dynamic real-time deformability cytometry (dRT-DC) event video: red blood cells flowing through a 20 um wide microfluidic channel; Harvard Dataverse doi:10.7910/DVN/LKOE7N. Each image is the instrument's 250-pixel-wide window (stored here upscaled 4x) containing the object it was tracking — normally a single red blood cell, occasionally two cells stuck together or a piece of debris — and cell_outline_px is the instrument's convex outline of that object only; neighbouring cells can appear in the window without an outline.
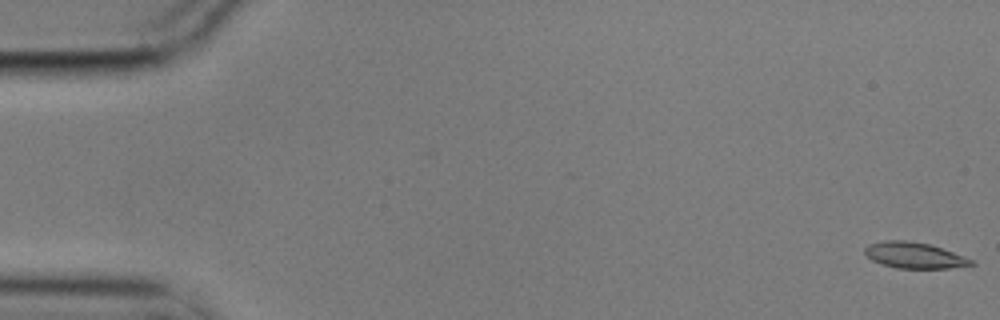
{"species": "common noctule bat (a hibernating species)", "species_latin": "Nyctalus noctula", "temperature_condition": "cold", "stored_images_in_passage": 7, "camera_frame_rate_fps": 3000, "um_per_image_px": 0.085, "animal": {"sex": "male", "body_mass_g": 17.9}, "frame": {"image": 1, "passage_image": 1, "time_ms": 0.0, "image_size_px": [1000, 320], "cell_outline_px": [[976, 264], [948, 268], [896, 268], [872, 260], [864, 252], [864, 248], [868, 244], [884, 240], [904, 240], [928, 244], [976, 260]], "centroid_in_image_um": [77.72, 21.7], "position_along_channel_um": 7.3, "area_um2": 15.95}}
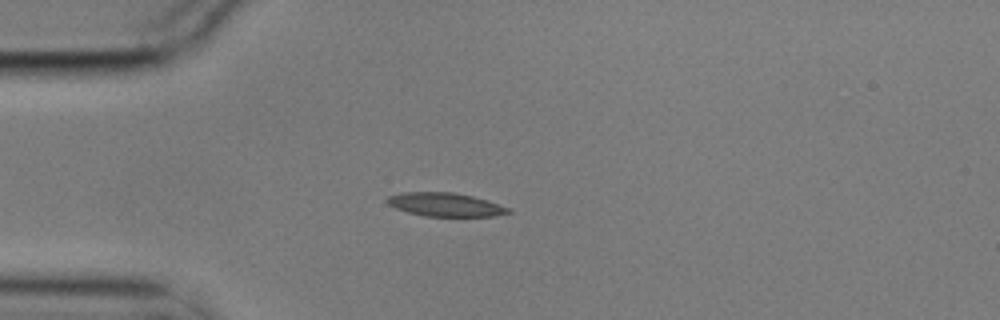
{"frame": {"image": 2, "passage_image": 5, "time_ms": 1.333, "image_size_px": [1000, 320], "cell_outline_px": [[512, 212], [496, 216], [424, 216], [408, 212], [396, 208], [388, 204], [384, 200], [388, 196], [404, 192], [452, 192], [472, 196], [488, 200], [512, 208]], "centroid_in_image_um": [37.88, 17.39], "position_along_channel_um": 47.1, "area_um2": 16.76}}
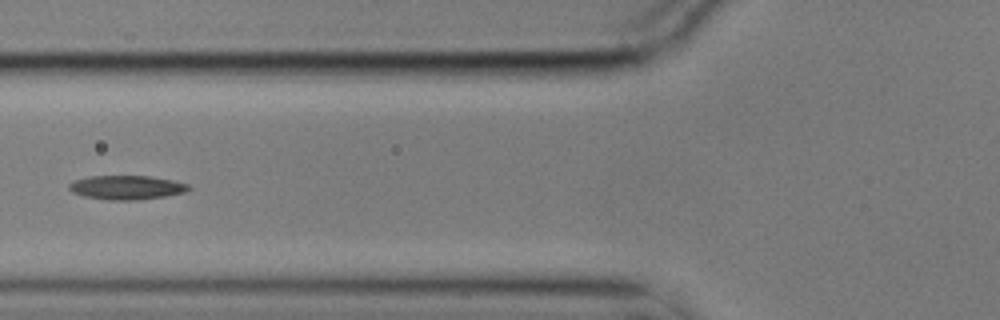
{"frame": {"image": 3, "passage_image": 7, "time_ms": 2.0, "image_size_px": [1000, 320], "cell_outline_px": [[192, 188], [184, 192], [164, 196], [136, 200], [108, 200], [84, 196], [72, 192], [68, 188], [68, 184], [76, 180], [88, 176], [148, 176], [172, 180], [188, 184]], "centroid_in_image_um": [10.74, 15.93], "position_along_channel_um": 115.1, "area_um2": 16.65}}